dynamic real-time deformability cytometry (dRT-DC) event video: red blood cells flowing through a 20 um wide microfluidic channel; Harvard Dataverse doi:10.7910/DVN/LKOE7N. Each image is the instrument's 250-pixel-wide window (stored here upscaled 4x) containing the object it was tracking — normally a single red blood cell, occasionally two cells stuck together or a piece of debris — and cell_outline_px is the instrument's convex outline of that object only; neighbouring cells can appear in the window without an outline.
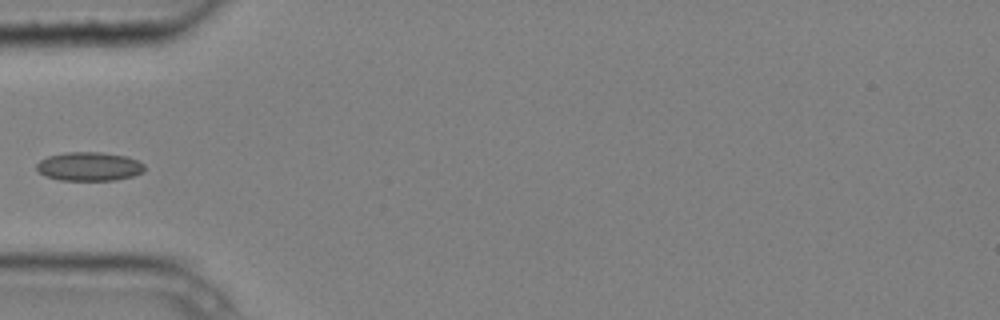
{"species": "common noctule bat (a hibernating species)", "species_latin": "Nyctalus noctula", "temperature_condition": "cold", "stored_images_in_passage": 5, "camera_frame_rate_fps": 3000, "um_per_image_px": 0.085, "animal": {"sex": "male", "body_mass_g": 20.4}, "frame": {"image": 1, "passage_image": 5, "time_ms": 1.333, "image_size_px": [1000, 320], "cell_outline_px": [[144, 172], [132, 176], [116, 180], [60, 180], [44, 176], [36, 172], [36, 164], [40, 160], [48, 156], [64, 152], [100, 152], [128, 156], [144, 164]], "centroid_in_image_um": [7.55, 14.15], "position_along_channel_um": 77.5, "area_um2": 18.32}}